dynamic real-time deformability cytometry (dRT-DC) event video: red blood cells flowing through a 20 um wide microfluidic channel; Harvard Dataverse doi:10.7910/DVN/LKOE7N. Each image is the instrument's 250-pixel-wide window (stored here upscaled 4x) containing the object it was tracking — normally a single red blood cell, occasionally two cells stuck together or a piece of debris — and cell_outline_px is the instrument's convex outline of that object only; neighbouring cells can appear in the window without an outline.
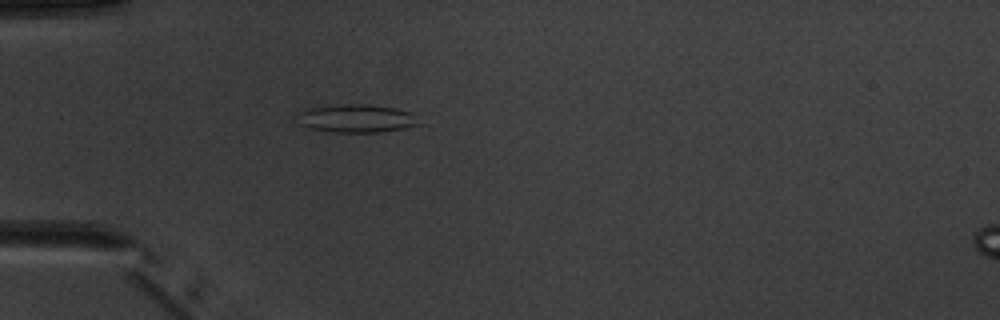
{"species": "common noctule bat (a hibernating species)", "species_latin": "Nyctalus noctula", "temperature_condition": "warm", "stored_images_in_passage": 2, "camera_frame_rate_fps": 3000, "um_per_image_px": 0.085, "animal": {"sex": "male", "body_mass_g": 20.1, "forearm_length_mm": 53.5}, "frame": {"image": 1, "passage_image": 2, "time_ms": 1.333, "image_size_px": [1000, 320], "cell_outline_px": [[420, 124], [404, 128], [380, 132], [332, 132], [312, 128], [300, 124], [300, 112], [308, 108], [340, 104], [368, 104], [396, 108], [412, 112]], "centroid_in_image_um": [30.35, 10.06], "position_along_channel_um": 54.6, "area_um2": 19.71}}